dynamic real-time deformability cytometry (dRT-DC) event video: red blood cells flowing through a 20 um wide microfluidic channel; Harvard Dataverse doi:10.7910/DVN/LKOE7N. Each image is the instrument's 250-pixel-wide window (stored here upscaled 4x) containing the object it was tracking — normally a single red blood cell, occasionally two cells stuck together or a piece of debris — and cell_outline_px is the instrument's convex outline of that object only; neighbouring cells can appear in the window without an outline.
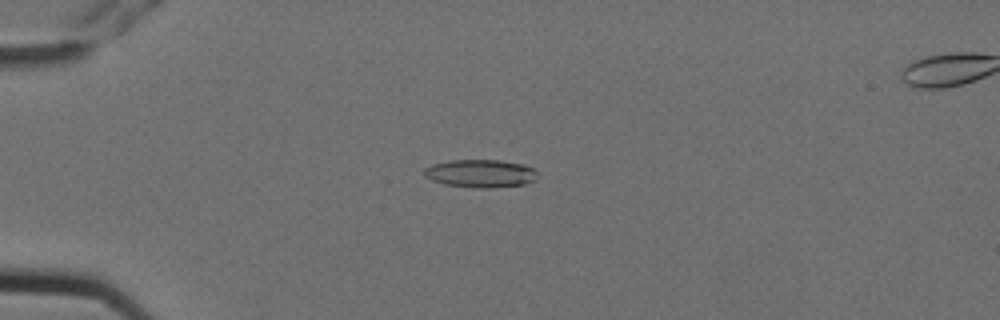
{"species": "Egyptian fruit bat (a non-hibernating species)", "species_latin": "Rousettus aegyptiacus", "temperature_condition": "cold", "stored_images_in_passage": 7, "camera_frame_rate_fps": 3000, "um_per_image_px": 0.085, "animal": {"sex": "female"}, "frame": {"image": 1, "passage_image": 5, "time_ms": 1.333, "image_size_px": [1000, 320], "cell_outline_px": [[536, 180], [524, 184], [488, 188], [472, 188], [444, 184], [432, 180], [424, 176], [424, 168], [432, 164], [448, 160], [500, 160], [524, 164], [532, 168], [536, 172]], "centroid_in_image_um": [40.82, 14.74], "position_along_channel_um": 44.2, "area_um2": 18.55}}